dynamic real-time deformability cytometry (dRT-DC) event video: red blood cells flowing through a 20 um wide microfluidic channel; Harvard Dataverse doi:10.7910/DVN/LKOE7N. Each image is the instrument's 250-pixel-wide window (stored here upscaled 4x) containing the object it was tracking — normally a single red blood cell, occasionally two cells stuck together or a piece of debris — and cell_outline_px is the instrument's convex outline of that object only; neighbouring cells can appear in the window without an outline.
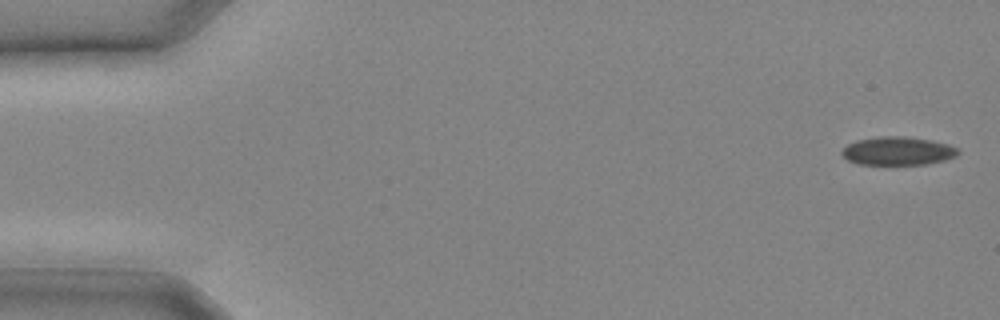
{"species": "common noctule bat (a hibernating species)", "species_latin": "Nyctalus noctula", "temperature_condition": "cold", "stored_images_in_passage": 26, "camera_frame_rate_fps": 3000, "um_per_image_px": 0.085, "animal": {"sex": "male", "body_mass_g": 20.4}, "frame": {"image": 1, "passage_image": 1, "time_ms": 0.0, "image_size_px": [1000, 320], "cell_outline_px": [[960, 152], [956, 156], [944, 160], [924, 164], [860, 164], [848, 160], [840, 152], [848, 144], [856, 140], [880, 136], [904, 136], [928, 140], [948, 144], [960, 148]], "centroid_in_image_um": [76.33, 12.82], "position_along_channel_um": 8.7, "area_um2": 19.07}}
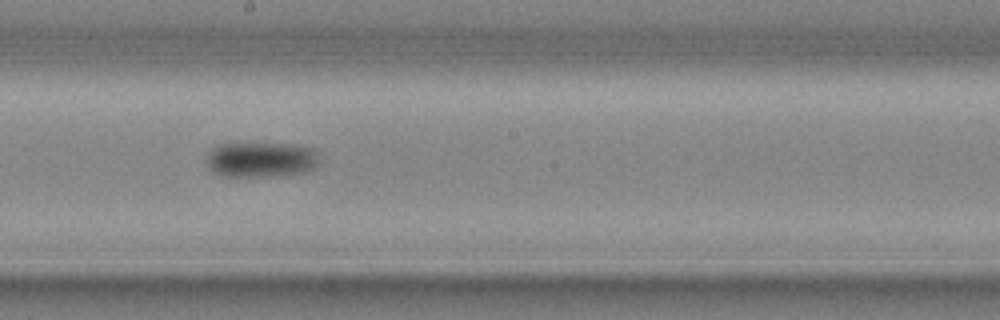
{"frame": {"image": 2, "passage_image": 15, "time_ms": 4.667, "image_size_px": [1000, 320], "cell_outline_px": [[320, 164], [316, 168], [304, 172], [272, 176], [220, 176], [212, 172], [208, 168], [208, 152], [216, 144], [252, 140], [292, 144], [316, 148], [320, 160]], "centroid_in_image_um": [22.2, 13.5], "position_along_channel_um": 226.0, "area_um2": 24.57}}
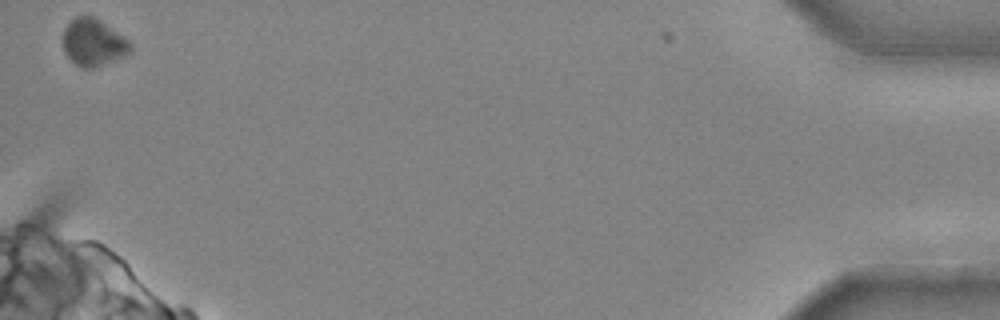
{"frame": {"image": 3, "passage_image": 26, "time_ms": 8.333, "image_size_px": [1000, 320], "cell_outline_px": [[132, 52], [124, 56], [92, 68], [80, 68], [64, 52], [60, 40], [64, 28], [76, 16], [92, 16], [100, 20], [124, 36], [132, 44]], "centroid_in_image_um": [7.91, 3.6], "position_along_channel_um": 427.3, "area_um2": 18.67}}